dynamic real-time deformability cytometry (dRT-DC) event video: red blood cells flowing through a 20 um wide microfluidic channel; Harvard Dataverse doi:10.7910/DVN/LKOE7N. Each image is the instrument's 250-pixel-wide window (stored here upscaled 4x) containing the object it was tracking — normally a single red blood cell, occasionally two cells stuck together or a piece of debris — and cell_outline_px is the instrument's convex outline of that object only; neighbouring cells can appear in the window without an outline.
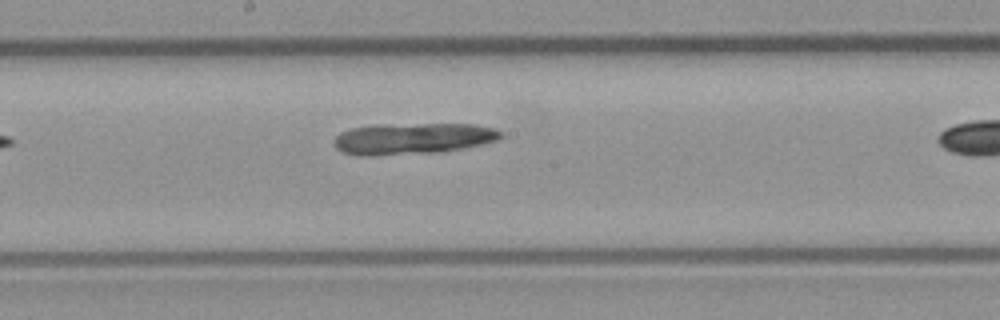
{"species": "common noctule bat (a hibernating species)", "species_latin": "Nyctalus noctula", "temperature_condition": "room temperature", "stored_images_in_passage": 7, "segment_of_instrument_passage": [1, 2], "camera_frame_rate_fps": 3000, "um_per_image_px": 0.085, "animal": {"sex": "male", "body_mass_g": 23.1, "forearm_length_mm": 52.7}, "frame": {"image": 1, "passage_image": 6, "time_ms": 6.0, "image_size_px": [1000, 320], "cell_outline_px": [[504, 136], [500, 140], [460, 148], [436, 152], [376, 156], [356, 156], [340, 152], [336, 148], [332, 140], [340, 132], [352, 128], [372, 124], [472, 124], [496, 128]], "centroid_in_image_um": [35.01, 11.78], "position_along_channel_um": 213.2, "area_um2": 30.81}}